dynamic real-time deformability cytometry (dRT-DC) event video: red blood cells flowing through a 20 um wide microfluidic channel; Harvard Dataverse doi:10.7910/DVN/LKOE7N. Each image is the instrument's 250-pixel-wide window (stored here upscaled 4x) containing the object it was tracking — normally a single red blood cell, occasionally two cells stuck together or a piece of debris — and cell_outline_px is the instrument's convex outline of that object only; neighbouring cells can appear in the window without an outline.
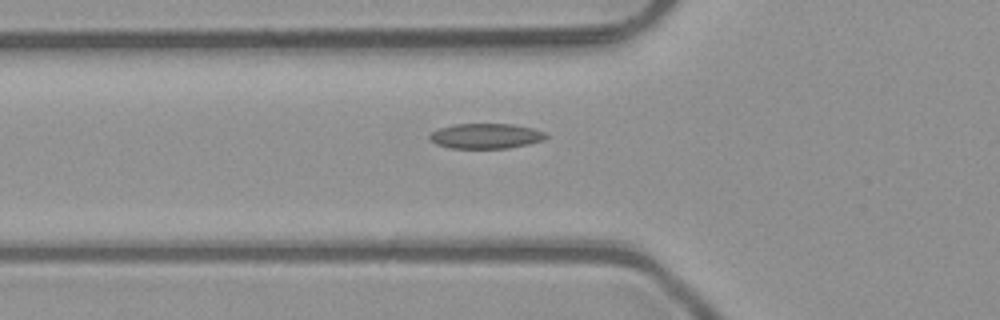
{"species": "common noctule bat (a hibernating species)", "species_latin": "Nyctalus noctula", "temperature_condition": "room temperature", "stored_images_in_passage": 5, "camera_frame_rate_fps": 3000, "um_per_image_px": 0.085, "animal": {"sex": "male", "body_mass_g": 23.1, "forearm_length_mm": 52.7}, "frame": {"image": 1, "passage_image": 5, "time_ms": 1.333, "image_size_px": [1000, 320], "cell_outline_px": [[548, 136], [544, 140], [528, 144], [508, 148], [448, 148], [436, 144], [428, 136], [432, 132], [440, 128], [452, 124], [512, 124], [532, 128], [544, 132]], "centroid_in_image_um": [41.29, 11.56], "position_along_channel_um": 84.5, "area_um2": 16.99}}